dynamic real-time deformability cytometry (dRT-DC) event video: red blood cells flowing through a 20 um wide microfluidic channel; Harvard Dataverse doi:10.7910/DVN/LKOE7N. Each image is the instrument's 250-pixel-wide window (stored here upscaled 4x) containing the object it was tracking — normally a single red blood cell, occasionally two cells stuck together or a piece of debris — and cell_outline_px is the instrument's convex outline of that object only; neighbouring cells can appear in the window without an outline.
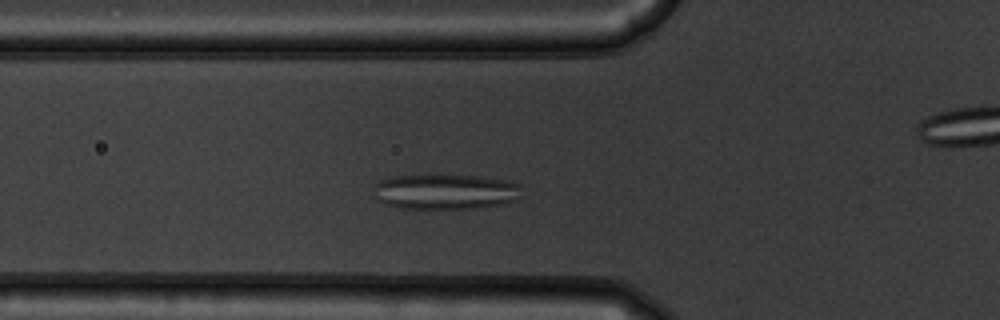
{"species": "common noctule bat (a hibernating species)", "species_latin": "Nyctalus noctula", "temperature_condition": "warm", "stored_images_in_passage": 46, "camera_frame_rate_fps": 3000, "um_per_image_px": 0.085, "animal": {"sex": "male", "body_mass_g": 19.5, "forearm_length_mm": 54.6}, "frame": {"image": 1, "passage_image": 10, "time_ms": 3.0, "image_size_px": [1000, 320], "cell_outline_px": [[520, 200], [508, 204], [476, 208], [400, 208], [384, 204], [376, 200], [372, 196], [376, 180], [392, 176], [484, 176], [504, 180], [520, 184]], "centroid_in_image_um": [37.84, 16.31], "position_along_channel_um": 88.0, "area_um2": 30.81}}
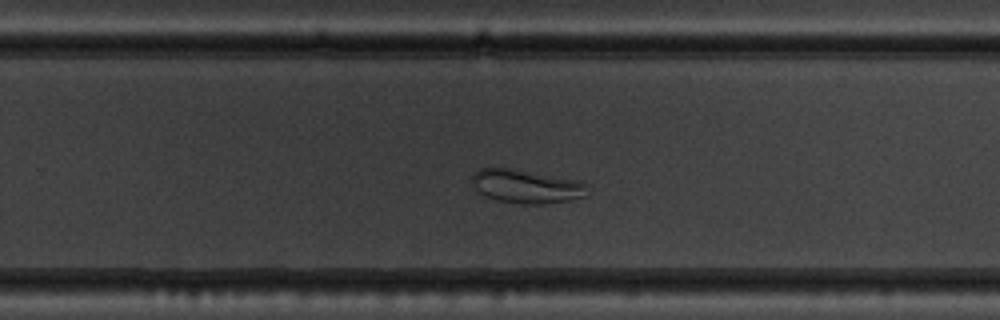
{"frame": {"image": 2, "passage_image": 26, "time_ms": 8.333, "image_size_px": [1000, 320], "cell_outline_px": [[588, 196], [568, 200], [544, 204], [524, 204], [496, 200], [484, 196], [472, 184], [472, 176], [480, 168], [508, 168], [580, 180], [588, 184]], "centroid_in_image_um": [44.79, 15.85], "position_along_channel_um": 285.0, "area_um2": 22.66}}
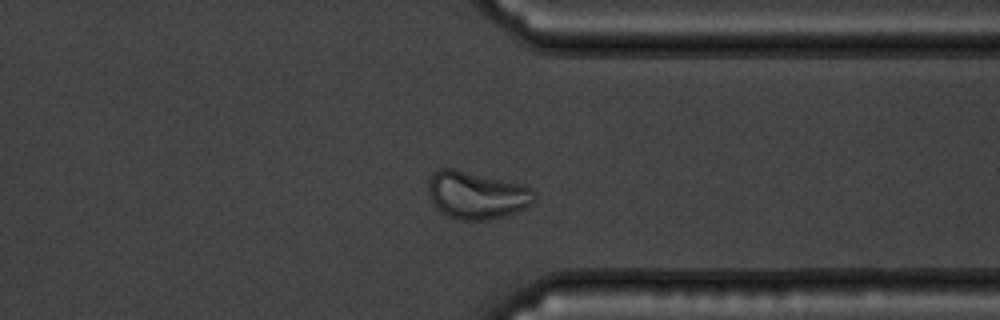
{"frame": {"image": 3, "passage_image": 33, "time_ms": 10.667, "image_size_px": [1000, 320], "cell_outline_px": [[536, 200], [532, 204], [524, 208], [504, 216], [484, 220], [460, 220], [448, 216], [436, 208], [428, 192], [428, 180], [432, 172], [440, 168], [452, 168], [524, 184], [536, 192]], "centroid_in_image_um": [40.52, 16.57], "position_along_channel_um": 370.9, "area_um2": 29.54}, "authors_computed_cell_mechanics": {"area_um2": 28.9, "velocity_mm_per_s": 3.7105, "shape_relaxation_time_tau1_ms": null, "shape_relaxation_time_tau2_ms": 0.928, "deformation_change_tau1": null, "deformation_change_tau2": 0.0653}}